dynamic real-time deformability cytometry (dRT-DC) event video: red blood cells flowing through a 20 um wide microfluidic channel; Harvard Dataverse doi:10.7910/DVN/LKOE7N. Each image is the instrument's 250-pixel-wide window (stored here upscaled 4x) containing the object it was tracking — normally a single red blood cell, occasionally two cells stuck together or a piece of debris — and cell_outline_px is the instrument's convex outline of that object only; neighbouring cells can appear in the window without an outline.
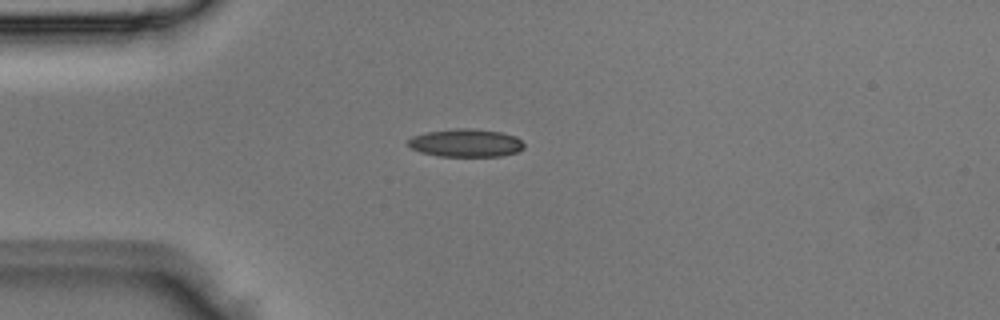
{"species": "Egyptian fruit bat (a non-hibernating species)", "species_latin": "Rousettus aegyptiacus", "temperature_condition": "room temperature", "stored_images_in_passage": 4, "camera_frame_rate_fps": 3000, "um_per_image_px": 0.085, "animal": {"sex": "male"}, "frame": {"image": 1, "passage_image": 4, "time_ms": 1.0, "image_size_px": [1000, 320], "cell_outline_px": [[524, 148], [516, 152], [500, 156], [440, 156], [420, 152], [412, 148], [408, 144], [408, 140], [412, 136], [424, 132], [456, 128], [472, 128], [500, 132], [516, 136], [524, 144]], "centroid_in_image_um": [39.58, 12.14], "position_along_channel_um": 45.4, "area_um2": 18.9}}